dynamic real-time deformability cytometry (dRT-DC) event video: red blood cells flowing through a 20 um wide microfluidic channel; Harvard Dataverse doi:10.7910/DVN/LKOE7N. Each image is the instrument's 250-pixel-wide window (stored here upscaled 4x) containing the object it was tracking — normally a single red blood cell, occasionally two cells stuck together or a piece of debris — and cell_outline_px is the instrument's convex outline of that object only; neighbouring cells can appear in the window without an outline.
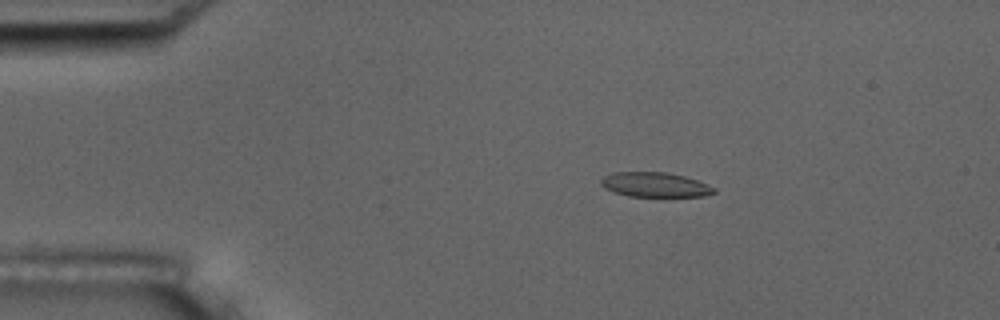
{"species": "common noctule bat (a hibernating species)", "species_latin": "Nyctalus noctula", "temperature_condition": "room temperature", "stored_images_in_passage": 15, "camera_frame_rate_fps": 3000, "um_per_image_px": 0.085, "animal": {"sex": "male", "body_mass_g": 17.5, "forearm_length_mm": 52.3}, "frame": {"image": 1, "passage_image": 3, "time_ms": 3.0, "image_size_px": [1000, 320], "cell_outline_px": [[716, 192], [704, 196], [628, 196], [612, 192], [604, 188], [600, 184], [600, 180], [604, 176], [612, 172], [668, 172], [684, 176], [696, 180], [716, 188]], "centroid_in_image_um": [55.63, 15.69], "position_along_channel_um": 29.4, "area_um2": 16.3}}
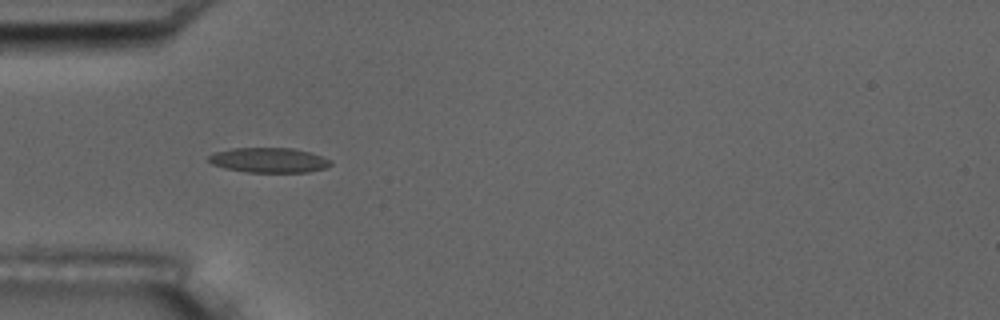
{"frame": {"image": 2, "passage_image": 5, "time_ms": 5.333, "image_size_px": [1000, 320], "cell_outline_px": [[332, 164], [324, 168], [308, 172], [248, 172], [224, 168], [212, 164], [208, 160], [208, 156], [212, 152], [232, 148], [292, 148], [312, 152], [332, 160]], "centroid_in_image_um": [22.85, 13.6], "position_along_channel_um": 62.1, "area_um2": 17.86}}
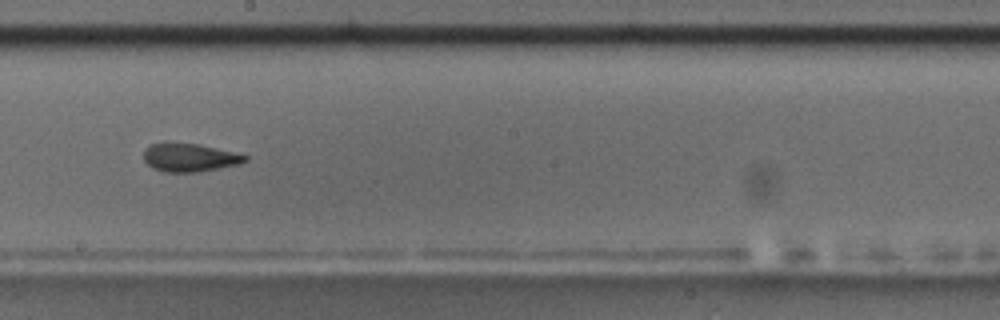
{"frame": {"image": 3, "passage_image": 9, "time_ms": 10.0, "image_size_px": [1000, 320], "cell_outline_px": [[248, 160], [240, 164], [196, 172], [164, 172], [152, 168], [144, 160], [144, 148], [148, 144], [164, 140], [196, 144], [216, 148], [248, 156]], "centroid_in_image_um": [16.03, 13.36], "position_along_channel_um": 232.2, "area_um2": 17.05}, "authors_computed_cell_mechanics": {"area_um2": 17.051, "velocity_mm_per_s": 3.6793, "shape_relaxation_time_tau1_ms": 7.1103, "shape_relaxation_time_tau2_ms": 1.9522, "deformation_change_tau1": 0.181, "deformation_change_tau2": 0.0667}}